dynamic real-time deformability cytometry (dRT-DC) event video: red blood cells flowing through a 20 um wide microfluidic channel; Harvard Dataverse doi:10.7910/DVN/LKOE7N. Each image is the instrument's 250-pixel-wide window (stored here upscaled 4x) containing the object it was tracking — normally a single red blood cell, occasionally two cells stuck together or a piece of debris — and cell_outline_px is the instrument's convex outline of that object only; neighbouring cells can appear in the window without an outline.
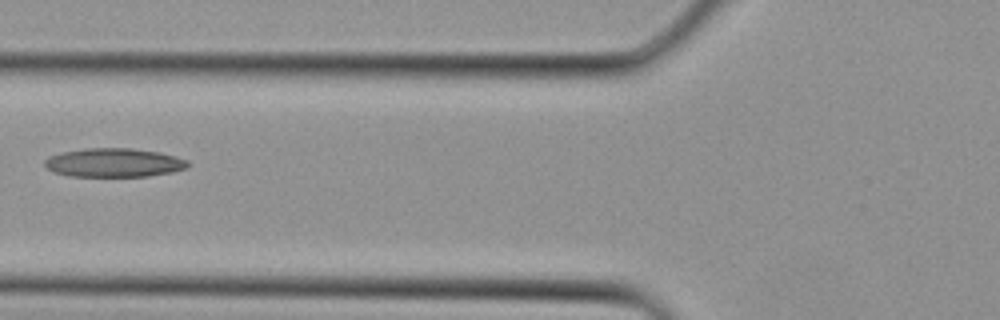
{"species": "Egyptian fruit bat (a non-hibernating species)", "species_latin": "Rousettus aegyptiacus", "temperature_condition": "cold", "stored_images_in_passage": 4, "camera_frame_rate_fps": 3000, "um_per_image_px": 0.085, "animal": {"sex": "female"}, "frame": {"image": 1, "passage_image": 4, "time_ms": 1.0, "image_size_px": [1000, 320], "cell_outline_px": [[188, 168], [172, 172], [148, 176], [68, 176], [56, 172], [48, 168], [44, 164], [44, 160], [48, 156], [60, 152], [84, 148], [132, 148], [160, 152], [176, 156], [188, 160]], "centroid_in_image_um": [9.69, 13.81], "position_along_channel_um": 116.1, "area_um2": 24.16}}